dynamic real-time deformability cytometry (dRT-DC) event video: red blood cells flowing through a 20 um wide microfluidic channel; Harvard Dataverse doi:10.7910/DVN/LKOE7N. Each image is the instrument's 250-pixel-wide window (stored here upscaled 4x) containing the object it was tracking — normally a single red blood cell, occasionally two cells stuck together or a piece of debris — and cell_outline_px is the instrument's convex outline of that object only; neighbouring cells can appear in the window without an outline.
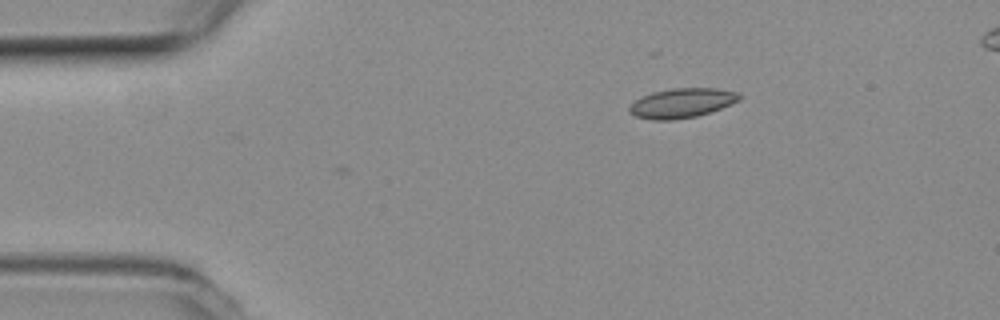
{"species": "common noctule bat (a hibernating species)", "species_latin": "Nyctalus noctula", "temperature_condition": "room temperature", "stored_images_in_passage": 2, "camera_frame_rate_fps": 3000, "um_per_image_px": 0.085, "animal": {"sex": "female", "body_mass_g": 19.3, "forearm_length_mm": 54.1}, "frame": {"image": 1, "passage_image": 2, "time_ms": 0.333, "image_size_px": [1000, 320], "cell_outline_px": [[740, 100], [720, 108], [696, 116], [672, 120], [652, 120], [636, 116], [628, 112], [628, 108], [640, 96], [652, 92], [672, 88], [716, 88], [740, 92]], "centroid_in_image_um": [57.94, 8.75], "position_along_channel_um": 27.1, "area_um2": 18.9}}